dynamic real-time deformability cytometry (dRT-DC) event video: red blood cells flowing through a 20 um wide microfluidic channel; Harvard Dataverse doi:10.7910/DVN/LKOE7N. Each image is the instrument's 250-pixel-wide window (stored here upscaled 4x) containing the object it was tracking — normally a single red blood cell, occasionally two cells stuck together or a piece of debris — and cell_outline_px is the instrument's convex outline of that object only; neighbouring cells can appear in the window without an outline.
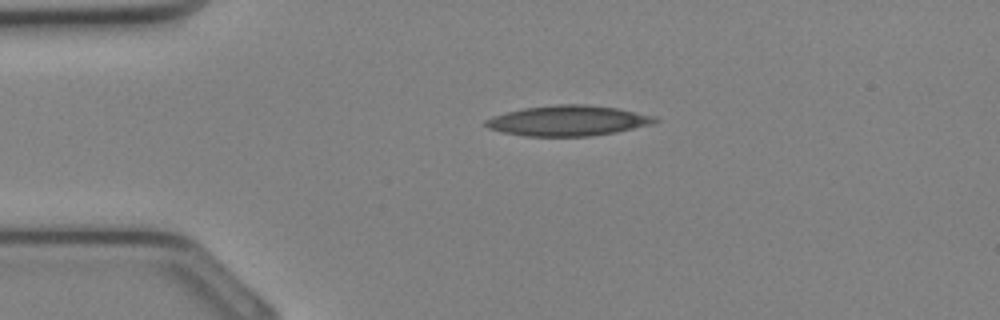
{"species": "Egyptian fruit bat (a non-hibernating species)", "species_latin": "Rousettus aegyptiacus", "temperature_condition": "cold", "stored_images_in_passage": 29, "camera_frame_rate_fps": 3000, "um_per_image_px": 0.085, "animal": {"sex": "female"}, "frame": {"image": 1, "passage_image": 3, "time_ms": 0.667, "image_size_px": [1000, 320], "cell_outline_px": [[660, 120], [652, 124], [616, 132], [588, 136], [524, 136], [500, 132], [488, 128], [484, 124], [484, 120], [492, 116], [524, 108], [556, 104], [588, 104], [616, 108], [656, 116]], "centroid_in_image_um": [48.27, 10.26], "position_along_channel_um": 36.7, "area_um2": 30.0}}
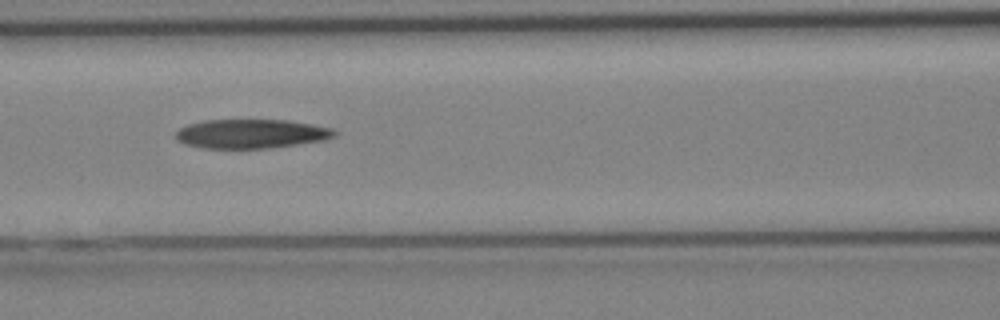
{"frame": {"image": 2, "passage_image": 10, "time_ms": 3.0, "image_size_px": [1000, 320], "cell_outline_px": [[336, 136], [324, 140], [268, 148], [200, 148], [184, 144], [176, 140], [176, 132], [180, 128], [188, 124], [204, 120], [288, 120], [312, 124], [332, 128], [336, 132]], "centroid_in_image_um": [21.33, 11.37], "position_along_channel_um": 145.3, "area_um2": 26.93}}
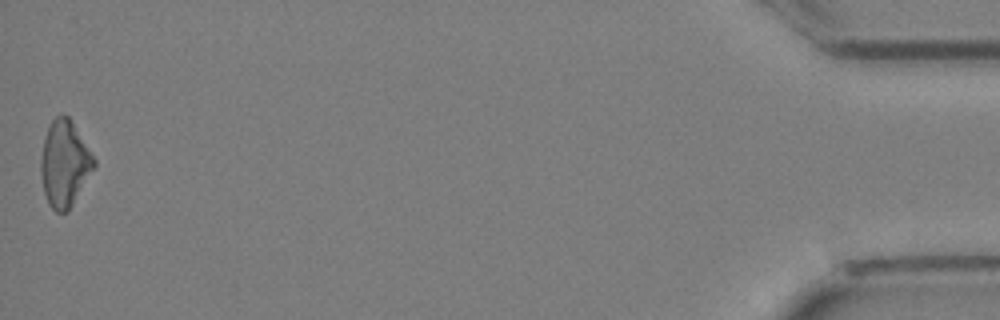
{"frame": {"image": 3, "passage_image": 29, "time_ms": 9.333, "image_size_px": [1000, 320], "cell_outline_px": [[96, 164], [68, 212], [56, 212], [48, 204], [44, 192], [40, 172], [40, 160], [44, 140], [48, 128], [52, 120], [56, 116], [68, 116], [96, 160]], "centroid_in_image_um": [5.47, 13.94], "position_along_channel_um": 429.7, "area_um2": 26.24}}